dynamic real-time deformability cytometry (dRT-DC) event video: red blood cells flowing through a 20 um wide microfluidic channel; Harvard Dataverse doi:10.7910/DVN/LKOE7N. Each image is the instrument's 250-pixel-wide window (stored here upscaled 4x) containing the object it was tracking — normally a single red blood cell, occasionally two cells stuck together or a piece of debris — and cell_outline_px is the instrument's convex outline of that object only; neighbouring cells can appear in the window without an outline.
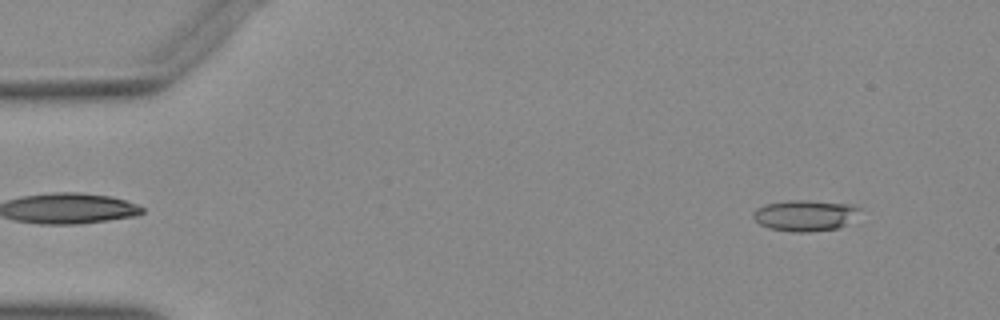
{"species": "Egyptian fruit bat (a non-hibernating species)", "species_latin": "Rousettus aegyptiacus", "temperature_condition": "warm", "stored_images_in_passage": 50, "camera_frame_rate_fps": 3000, "um_per_image_px": 0.085, "animal": {"sex": "female"}, "frame": {"image": 1, "passage_image": 3, "time_ms": 0.667, "image_size_px": [1000, 320], "cell_outline_px": [[860, 208], [844, 224], [836, 228], [808, 232], [792, 232], [768, 228], [760, 224], [752, 216], [752, 212], [756, 208], [768, 204], [792, 200], [804, 200], [848, 204]], "centroid_in_image_um": [68.32, 18.32], "position_along_channel_um": 16.7, "area_um2": 18.67}}
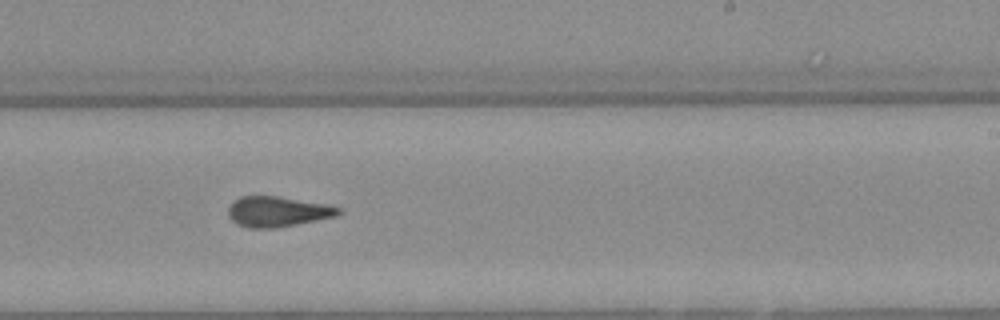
{"frame": {"image": 2, "passage_image": 30, "time_ms": 9.667, "image_size_px": [1000, 320], "cell_outline_px": [[340, 212], [336, 216], [276, 228], [248, 228], [232, 220], [228, 216], [228, 208], [240, 196], [276, 196], [328, 204], [340, 208]], "centroid_in_image_um": [23.59, 17.98], "position_along_channel_um": 265.4, "area_um2": 19.25}}
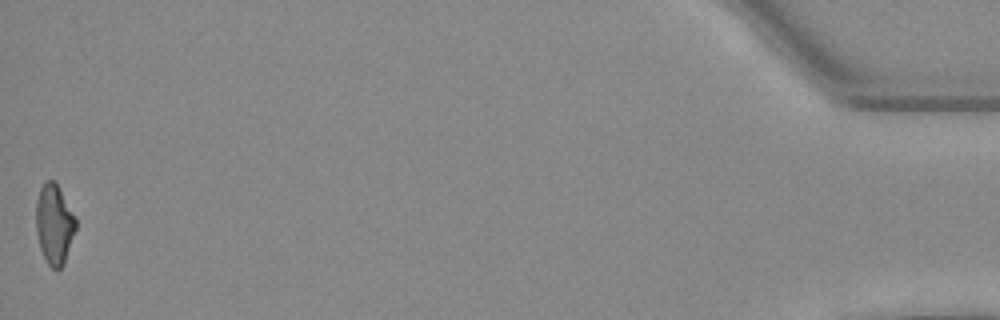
{"frame": {"image": 3, "passage_image": 50, "time_ms": 16.333, "image_size_px": [1000, 320], "cell_outline_px": [[76, 228], [64, 264], [56, 272], [48, 264], [40, 248], [36, 232], [36, 200], [40, 188], [48, 180], [52, 180], [56, 184], [76, 220]], "centroid_in_image_um": [4.59, 19.12], "position_along_channel_um": 430.6, "area_um2": 18.15}}